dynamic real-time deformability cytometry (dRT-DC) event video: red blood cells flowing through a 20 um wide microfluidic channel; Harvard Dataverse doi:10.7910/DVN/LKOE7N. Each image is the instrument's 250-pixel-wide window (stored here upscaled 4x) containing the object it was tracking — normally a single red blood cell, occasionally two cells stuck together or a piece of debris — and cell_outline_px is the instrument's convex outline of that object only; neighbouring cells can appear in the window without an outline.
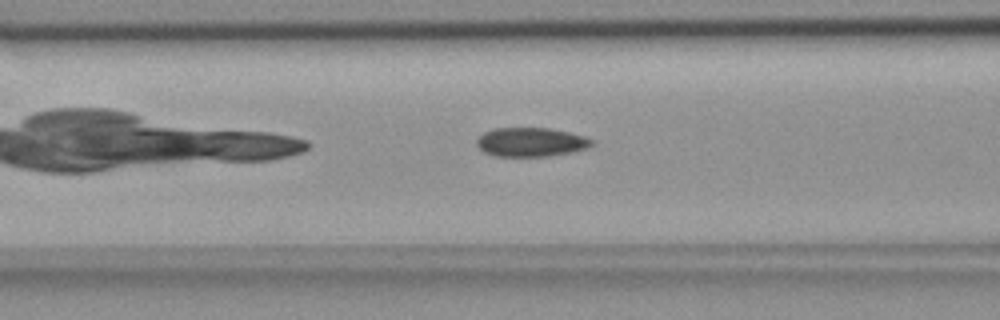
{"species": "common noctule bat (a hibernating species)", "species_latin": "Nyctalus noctula", "temperature_condition": "room temperature", "stored_images_in_passage": 40, "camera_frame_rate_fps": 3000, "um_per_image_px": 0.085, "animal": {"sex": "female", "body_mass_g": 18.4}, "frame": {"image": 1, "passage_image": 7, "time_ms": 2.0, "image_size_px": [1000, 320], "cell_outline_px": [[596, 144], [588, 148], [572, 152], [548, 156], [492, 156], [484, 152], [476, 144], [476, 140], [484, 132], [496, 128], [548, 128], [568, 132], [584, 136], [596, 140]], "centroid_in_image_um": [45.17, 12.08], "position_along_channel_um": 121.4, "area_um2": 19.59}}
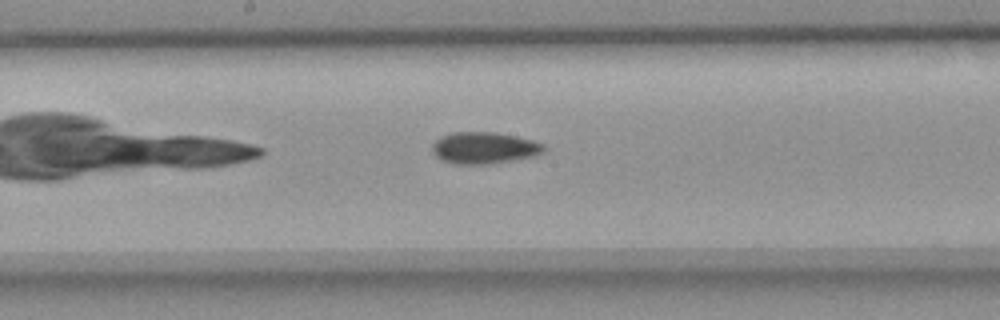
{"frame": {"image": 2, "passage_image": 14, "time_ms": 4.333, "image_size_px": [1000, 320], "cell_outline_px": [[548, 148], [544, 152], [536, 156], [488, 164], [456, 164], [444, 160], [436, 156], [432, 152], [432, 144], [440, 136], [452, 132], [496, 132], [532, 140], [544, 144]], "centroid_in_image_um": [41.18, 12.56], "position_along_channel_um": 207.0, "area_um2": 20.69}}
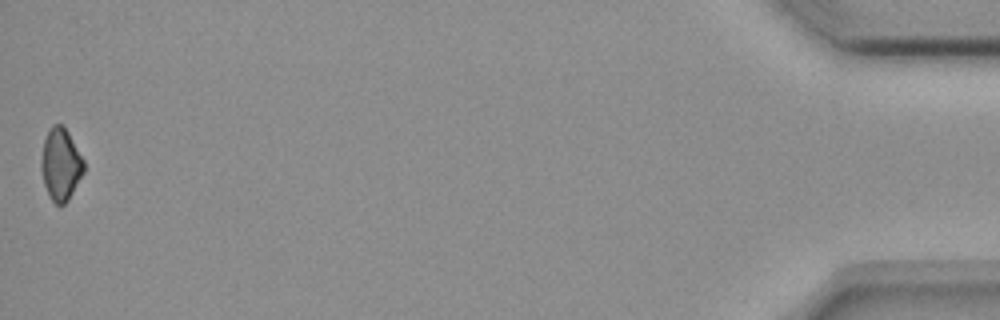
{"frame": {"image": 3, "passage_image": 40, "time_ms": 13.0, "image_size_px": [1000, 320], "cell_outline_px": [[84, 172], [68, 200], [60, 208], [52, 200], [44, 184], [40, 168], [40, 160], [44, 140], [52, 124], [60, 124], [68, 132], [84, 160]], "centroid_in_image_um": [5.15, 13.99], "position_along_channel_um": 430.0, "area_um2": 17.86}, "authors_computed_cell_mechanics": {"area_um2": 19.6231, "velocity_mm_per_s": 3.6779, "shape_relaxation_time_tau1_ms": null, "shape_relaxation_time_tau2_ms": 6.8816, "deformation_change_tau1": null, "deformation_change_tau2": 0.1185}}